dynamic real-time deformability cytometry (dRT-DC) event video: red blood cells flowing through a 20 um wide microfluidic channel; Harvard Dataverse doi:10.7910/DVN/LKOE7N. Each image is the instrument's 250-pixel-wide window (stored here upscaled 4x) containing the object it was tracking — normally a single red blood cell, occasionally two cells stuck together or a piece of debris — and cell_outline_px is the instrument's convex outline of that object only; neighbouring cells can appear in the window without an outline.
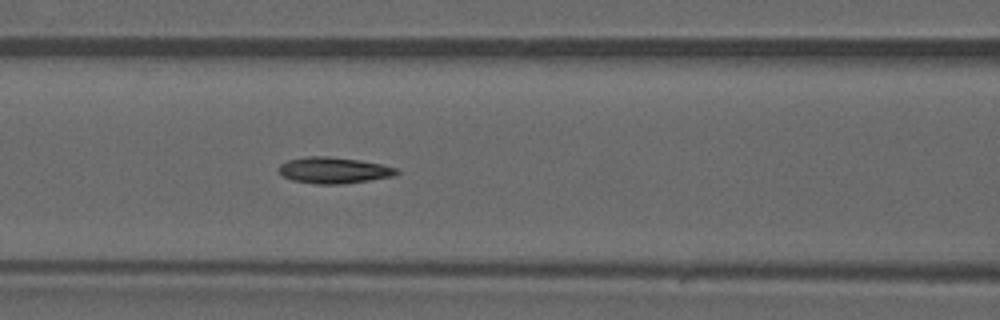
{"species": "common noctule bat (a hibernating species)", "species_latin": "Nyctalus noctula", "temperature_condition": "warm", "stored_images_in_passage": 46, "camera_frame_rate_fps": 3000, "um_per_image_px": 0.085, "animal": {"sex": "male", "forearm_length_mm": 52.5}, "frame": {"image": 1, "passage_image": 20, "time_ms": 6.333, "image_size_px": [1000, 320], "cell_outline_px": [[400, 172], [392, 176], [368, 180], [340, 184], [316, 184], [292, 180], [284, 176], [276, 168], [280, 164], [288, 160], [308, 156], [324, 156], [360, 160], [380, 164], [396, 168]], "centroid_in_image_um": [28.33, 14.47], "position_along_channel_um": 138.3, "area_um2": 17.8}}